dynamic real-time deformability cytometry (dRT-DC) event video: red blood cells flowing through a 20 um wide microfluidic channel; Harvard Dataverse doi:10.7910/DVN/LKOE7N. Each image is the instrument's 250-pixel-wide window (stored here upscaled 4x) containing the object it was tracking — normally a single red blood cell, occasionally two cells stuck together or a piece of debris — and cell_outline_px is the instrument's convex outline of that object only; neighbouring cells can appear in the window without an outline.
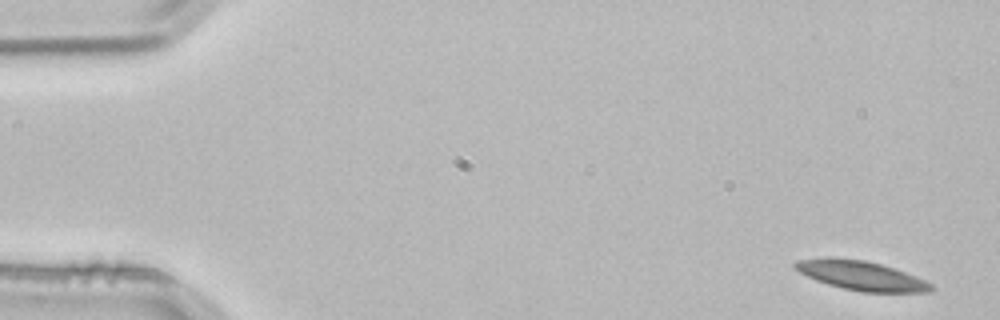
{"species": "common noctule bat (a hibernating species)", "species_latin": "Nyctalus noctula", "temperature_condition": "room temperature", "stored_images_in_passage": 4, "camera_frame_rate_fps": 3000, "um_per_image_px": 0.085, "animal": {"sex": "male", "body_mass_g": 21.5, "forearm_length_mm": 52.0}, "frame": {"image": 1, "passage_image": 1, "time_ms": 0.0, "image_size_px": [1000, 320], "cell_outline_px": [[936, 288], [932, 292], [860, 292], [828, 284], [816, 280], [800, 272], [792, 264], [796, 260], [828, 256], [864, 260], [880, 264], [916, 276], [932, 284]], "centroid_in_image_um": [73.19, 23.41], "position_along_channel_um": 11.8, "area_um2": 23.24}}